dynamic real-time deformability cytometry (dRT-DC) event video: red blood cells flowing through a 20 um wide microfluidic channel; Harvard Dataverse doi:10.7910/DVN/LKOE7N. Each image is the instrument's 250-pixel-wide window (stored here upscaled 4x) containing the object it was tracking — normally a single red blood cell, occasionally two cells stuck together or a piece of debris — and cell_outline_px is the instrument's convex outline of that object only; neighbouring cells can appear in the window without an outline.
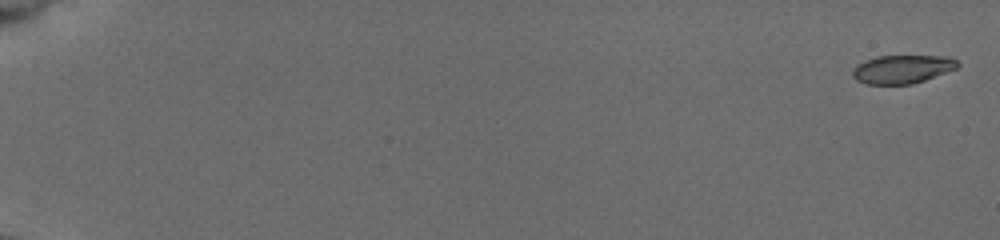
{"species": "common noctule bat (a hibernating species)", "species_latin": "Nyctalus noctula", "temperature_condition": "cold", "stored_images_in_passage": 35, "camera_frame_rate_fps": 3000, "um_per_image_px": 0.085, "animal": {"sex": "female", "body_mass_g": 19.5, "forearm_length_mm": 54.1}, "frame": {"image": 1, "passage_image": 1, "time_ms": 0.0, "image_size_px": [1000, 240], "cell_outline_px": [[960, 64], [956, 68], [924, 80], [912, 84], [868, 84], [856, 80], [852, 76], [852, 68], [856, 64], [864, 60], [876, 56], [948, 56], [956, 60]], "centroid_in_image_um": [76.64, 5.87], "position_along_channel_um": 8.4, "area_um2": 17.4}}
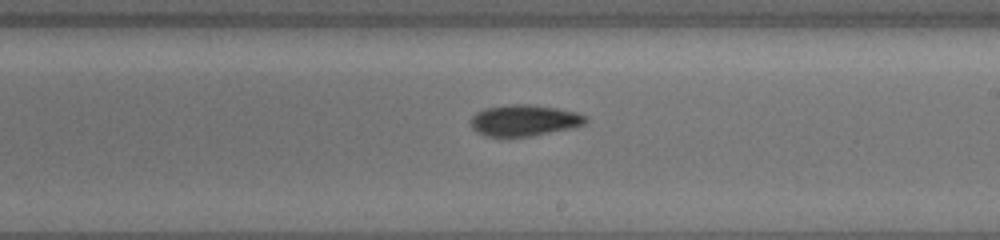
{"frame": {"image": 2, "passage_image": 20, "time_ms": 6.333, "image_size_px": [1000, 240], "cell_outline_px": [[588, 120], [584, 124], [572, 128], [532, 136], [484, 136], [476, 132], [472, 128], [468, 120], [476, 112], [484, 108], [512, 104], [532, 104], [556, 108], [576, 112], [588, 116]], "centroid_in_image_um": [44.54, 10.23], "position_along_channel_um": 244.5, "area_um2": 21.15}}
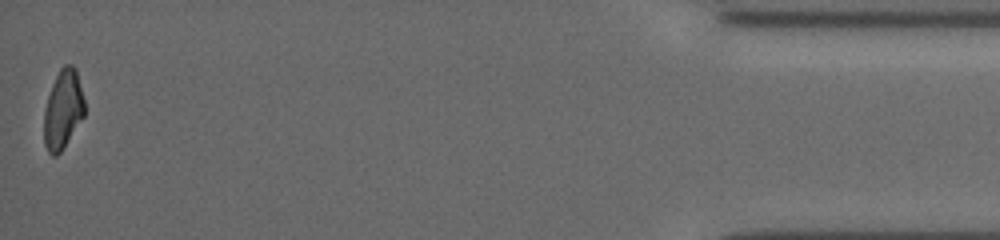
{"frame": {"image": 3, "passage_image": 35, "time_ms": 11.333, "image_size_px": [1000, 240], "cell_outline_px": [[84, 116], [60, 152], [56, 156], [52, 156], [48, 152], [44, 144], [44, 112], [48, 96], [52, 84], [60, 68], [64, 64], [72, 64], [76, 68], [84, 100]], "centroid_in_image_um": [5.35, 9.29], "position_along_channel_um": 429.9, "area_um2": 18.55}, "authors_computed_cell_mechanics": {"area_um2": 20.1722, "velocity_mm_per_s": 3.9007, "shape_relaxation_time_tau1_ms": 2.316, "shape_relaxation_time_tau2_ms": 4.2973, "deformation_change_tau1": 0.1375, "deformation_change_tau2": 0.0886}}